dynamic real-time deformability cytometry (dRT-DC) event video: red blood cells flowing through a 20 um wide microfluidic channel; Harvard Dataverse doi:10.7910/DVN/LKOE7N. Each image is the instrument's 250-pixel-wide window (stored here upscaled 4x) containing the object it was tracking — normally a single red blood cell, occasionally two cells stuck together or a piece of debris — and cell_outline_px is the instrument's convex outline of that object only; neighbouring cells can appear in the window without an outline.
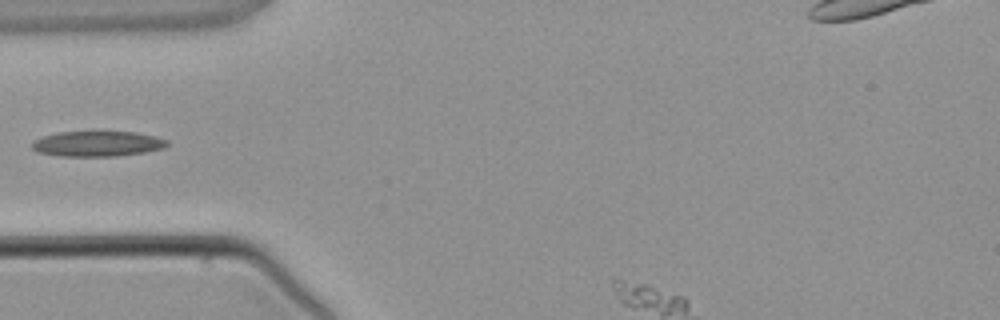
{"species": "common noctule bat (a hibernating species)", "species_latin": "Nyctalus noctula", "temperature_condition": "warm", "stored_images_in_passage": 2, "segment_of_instrument_passage": [1, 2], "camera_frame_rate_fps": 3000, "um_per_image_px": 0.085, "animal": {"sex": "male", "body_mass_g": 21.5, "forearm_length_mm": 52.0}, "frame": {"image": 1, "passage_image": 1, "time_ms": 0.0, "image_size_px": [1000, 320], "cell_outline_px": [[168, 144], [164, 148], [144, 152], [116, 156], [56, 156], [36, 152], [32, 148], [32, 144], [36, 140], [44, 136], [56, 132], [136, 132], [156, 136], [168, 140]], "centroid_in_image_um": [8.28, 12.22], "position_along_channel_um": 76.7, "area_um2": 19.94}}